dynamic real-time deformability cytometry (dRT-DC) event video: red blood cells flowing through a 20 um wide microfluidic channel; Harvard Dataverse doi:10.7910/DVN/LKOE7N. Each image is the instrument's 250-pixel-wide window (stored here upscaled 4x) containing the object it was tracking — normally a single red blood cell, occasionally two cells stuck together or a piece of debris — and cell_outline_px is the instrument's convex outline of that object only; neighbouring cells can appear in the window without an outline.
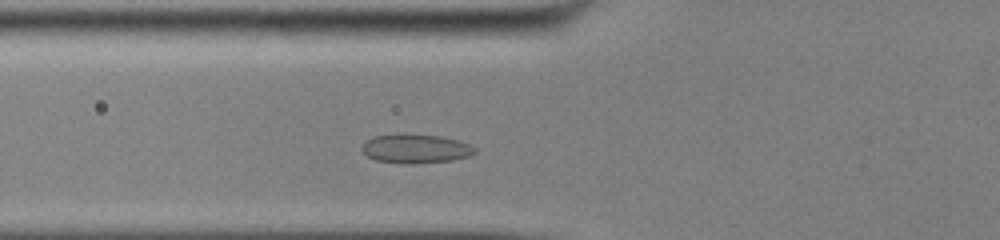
{"species": "common noctule bat (a hibernating species)", "species_latin": "Nyctalus noctula", "temperature_condition": "cold", "stored_images_in_passage": 42, "camera_frame_rate_fps": 3000, "um_per_image_px": 0.085, "animal": {"sex": "male", "body_mass_g": 13.0, "forearm_length_mm": 53.1}, "frame": {"image": 1, "passage_image": 9, "time_ms": 2.667, "image_size_px": [1000, 240], "cell_outline_px": [[476, 152], [468, 156], [452, 160], [376, 160], [368, 156], [360, 148], [372, 136], [400, 132], [404, 132], [440, 136], [460, 140], [476, 148]], "centroid_in_image_um": [35.33, 12.53], "position_along_channel_um": 90.5, "area_um2": 18.26}}
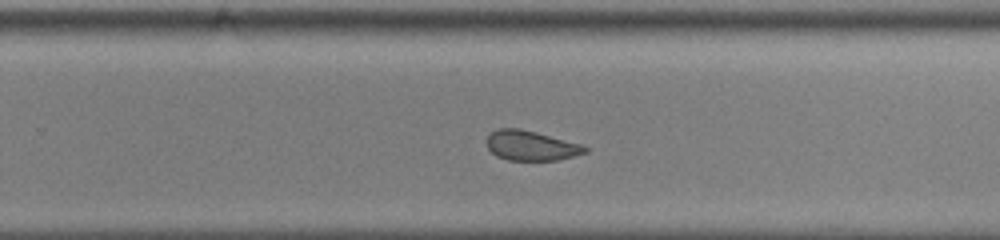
{"frame": {"image": 2, "passage_image": 24, "time_ms": 7.667, "image_size_px": [1000, 240], "cell_outline_px": [[588, 152], [560, 160], [508, 160], [496, 156], [488, 148], [484, 140], [492, 132], [500, 128], [520, 128], [536, 132], [580, 144], [588, 148]], "centroid_in_image_um": [45.11, 12.38], "position_along_channel_um": 284.7, "area_um2": 17.11}}
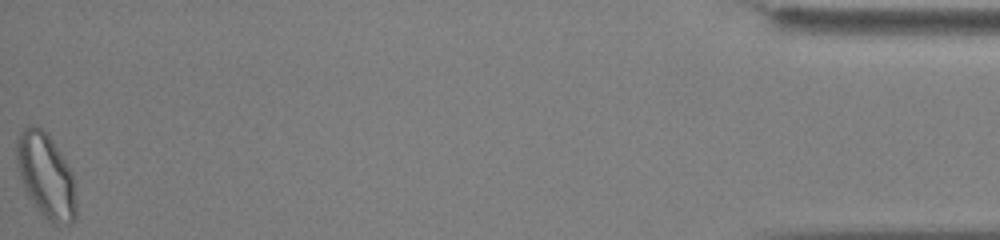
{"frame": {"image": 3, "passage_image": 42, "time_ms": 13.667, "image_size_px": [1000, 240], "cell_outline_px": [[76, 216], [72, 224], [56, 224], [48, 220], [36, 208], [28, 196], [24, 188], [16, 164], [16, 136], [28, 124], [32, 124], [48, 132], [72, 172], [76, 204]], "centroid_in_image_um": [3.89, 14.91], "position_along_channel_um": 431.3, "area_um2": 29.59}, "authors_computed_cell_mechanics": {"area_um2": 18.6694, "velocity_mm_per_s": 3.8879, "shape_relaxation_time_tau1_ms": null, "shape_relaxation_time_tau2_ms": 1.7527, "deformation_change_tau1": null, "deformation_change_tau2": 0.0449}}